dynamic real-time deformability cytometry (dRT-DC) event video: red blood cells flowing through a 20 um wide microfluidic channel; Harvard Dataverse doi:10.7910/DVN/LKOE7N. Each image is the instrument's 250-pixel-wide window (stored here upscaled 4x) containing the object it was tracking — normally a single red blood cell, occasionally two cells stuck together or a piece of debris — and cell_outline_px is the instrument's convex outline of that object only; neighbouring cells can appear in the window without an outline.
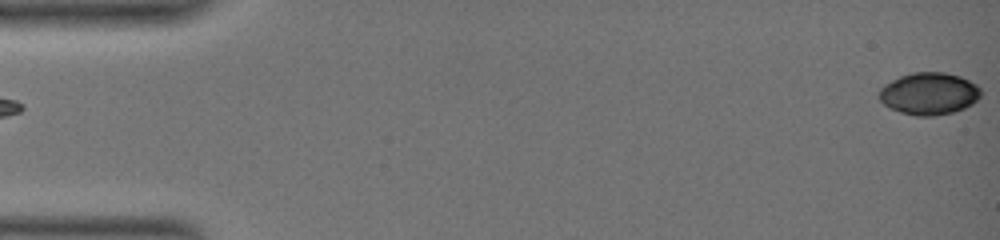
{"species": "common noctule bat (a hibernating species)", "species_latin": "Nyctalus noctula", "temperature_condition": "warm", "stored_images_in_passage": 61, "camera_frame_rate_fps": 3000, "um_per_image_px": 0.085, "animal": {"sex": "female", "body_mass_g": 19.0, "forearm_length_mm": 51.5}, "frame": {"image": 1, "passage_image": 1, "time_ms": 0.0, "image_size_px": [1000, 240], "cell_outline_px": [[980, 96], [972, 104], [964, 108], [952, 112], [932, 116], [916, 116], [900, 112], [884, 104], [876, 96], [880, 88], [884, 84], [900, 76], [912, 72], [944, 72], [960, 76], [976, 84], [980, 88]], "centroid_in_image_um": [78.94, 7.95], "position_along_channel_um": 6.1, "area_um2": 25.03}}
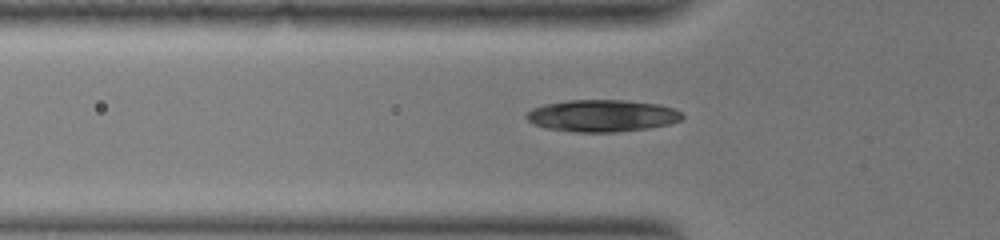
{"frame": {"image": 2, "passage_image": 22, "time_ms": 7.0, "image_size_px": [1000, 240], "cell_outline_px": [[684, 116], [680, 120], [668, 124], [644, 128], [616, 132], [576, 132], [548, 128], [536, 124], [528, 120], [524, 116], [532, 108], [544, 104], [568, 100], [628, 100], [660, 104], [672, 108], [680, 112]], "centroid_in_image_um": [51.17, 9.82], "position_along_channel_um": 74.6, "area_um2": 28.84}}
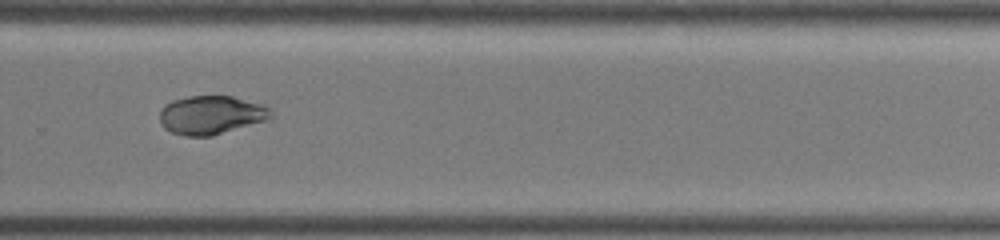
{"frame": {"image": 3, "passage_image": 44, "time_ms": 14.333, "image_size_px": [1000, 240], "cell_outline_px": [[272, 116], [268, 120], [212, 136], [188, 136], [172, 132], [164, 128], [160, 120], [160, 112], [172, 100], [188, 96], [232, 96], [264, 104], [272, 112]], "centroid_in_image_um": [17.99, 9.77], "position_along_channel_um": 311.8, "area_um2": 24.97}}